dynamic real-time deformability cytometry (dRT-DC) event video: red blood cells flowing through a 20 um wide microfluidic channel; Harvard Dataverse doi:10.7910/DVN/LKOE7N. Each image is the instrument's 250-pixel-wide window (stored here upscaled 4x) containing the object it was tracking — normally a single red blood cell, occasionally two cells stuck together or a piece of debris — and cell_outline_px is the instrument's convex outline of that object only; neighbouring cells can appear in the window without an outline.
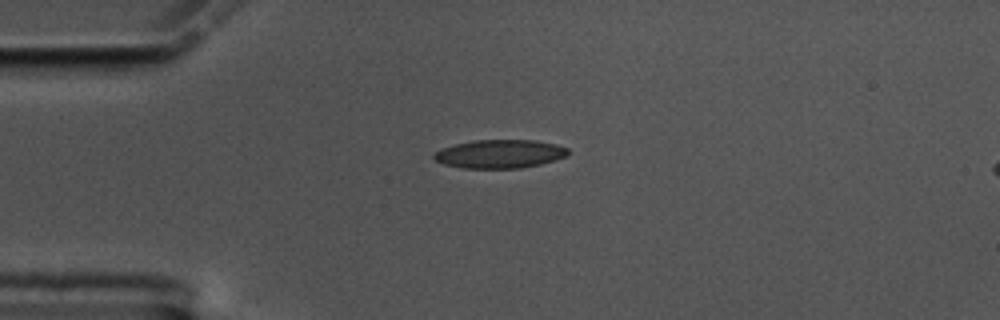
{"species": "common noctule bat (a hibernating species)", "species_latin": "Nyctalus noctula", "temperature_condition": "cold", "stored_images_in_passage": 44, "camera_frame_rate_fps": 3000, "um_per_image_px": 0.085, "animal": {"sex": "male", "body_mass_g": 17.5, "forearm_length_mm": 52.3}, "frame": {"image": 1, "passage_image": 1, "time_ms": 0.0, "image_size_px": [1000, 320], "cell_outline_px": [[568, 156], [556, 160], [540, 164], [520, 168], [464, 168], [444, 164], [436, 160], [432, 156], [440, 148], [472, 140], [536, 140], [556, 144], [568, 148]], "centroid_in_image_um": [42.5, 13.08], "position_along_channel_um": 42.5, "area_um2": 22.31}}
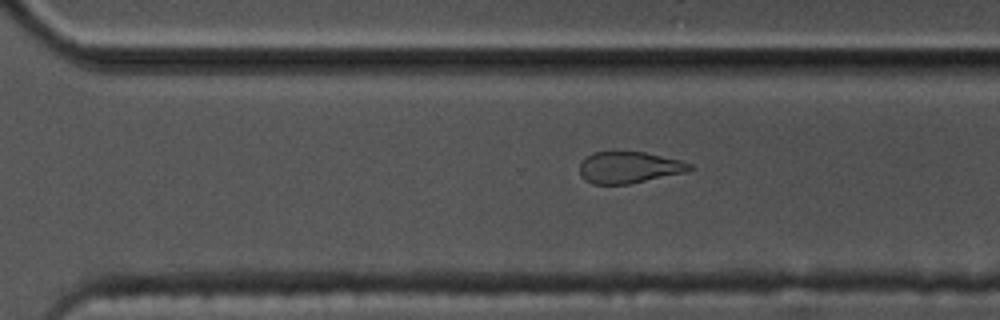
{"frame": {"image": 2, "passage_image": 26, "time_ms": 8.333, "image_size_px": [1000, 320], "cell_outline_px": [[696, 168], [688, 172], [628, 184], [592, 184], [584, 180], [580, 176], [580, 160], [592, 152], [644, 152], [680, 160], [692, 164]], "centroid_in_image_um": [53.47, 14.24], "position_along_channel_um": 317.1, "area_um2": 20.46}}
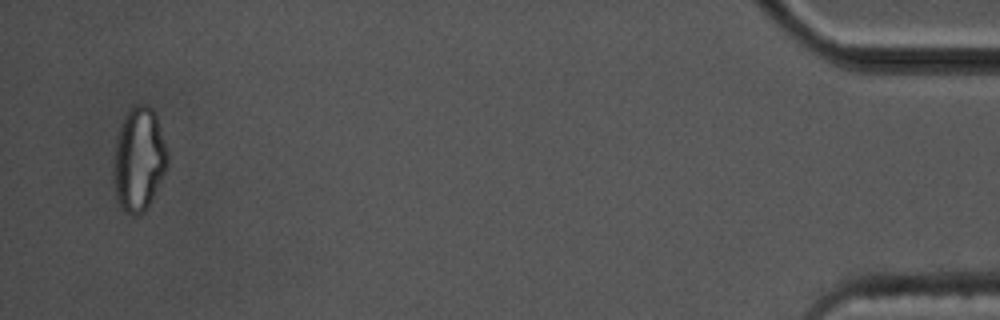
{"frame": {"image": 3, "passage_image": 42, "time_ms": 13.667, "image_size_px": [1000, 320], "cell_outline_px": [[168, 168], [148, 208], [144, 212], [136, 216], [132, 216], [120, 204], [116, 196], [112, 172], [112, 160], [116, 140], [120, 124], [128, 108], [136, 104], [148, 104], [152, 108], [156, 116], [168, 152]], "centroid_in_image_um": [11.8, 13.53], "position_along_channel_um": 423.4, "area_um2": 33.23}, "authors_computed_cell_mechanics": {"area_um2": 22.0507, "velocity_mm_per_s": 3.5515, "shape_relaxation_time_tau1_ms": null, "shape_relaxation_time_tau2_ms": 3.8824, "deformation_change_tau1": null, "deformation_change_tau2": 0.0944}}